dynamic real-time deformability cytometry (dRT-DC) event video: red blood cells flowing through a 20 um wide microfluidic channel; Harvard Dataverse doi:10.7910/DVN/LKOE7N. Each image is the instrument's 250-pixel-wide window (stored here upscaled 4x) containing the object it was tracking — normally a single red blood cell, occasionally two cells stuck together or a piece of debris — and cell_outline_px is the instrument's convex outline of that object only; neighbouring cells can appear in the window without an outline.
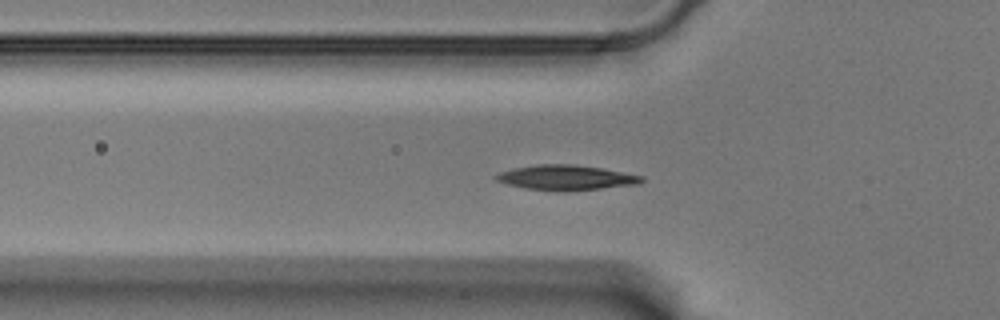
{"species": "Egyptian fruit bat (a non-hibernating species)", "species_latin": "Rousettus aegyptiacus", "temperature_condition": "warm", "stored_images_in_passage": 59, "camera_frame_rate_fps": 3000, "um_per_image_px": 0.085, "animal": {"sex": "male"}, "frame": {"image": 1, "passage_image": 20, "time_ms": 6.333, "image_size_px": [1000, 320], "cell_outline_px": [[644, 180], [640, 184], [564, 192], [556, 192], [524, 188], [508, 184], [496, 180], [492, 176], [500, 172], [512, 168], [536, 164], [572, 164], [600, 168], [644, 176]], "centroid_in_image_um": [48.09, 15.1], "position_along_channel_um": 77.7, "area_um2": 21.44}}
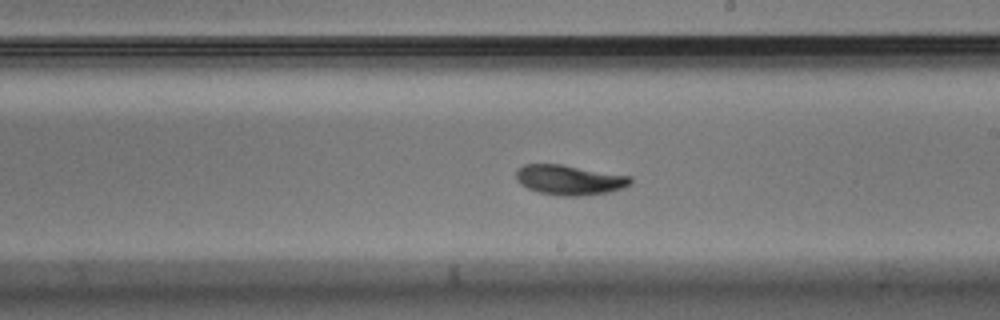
{"frame": {"image": 2, "passage_image": 34, "time_ms": 11.0, "image_size_px": [1000, 320], "cell_outline_px": [[632, 184], [608, 192], [580, 196], [560, 196], [540, 192], [528, 188], [520, 184], [516, 180], [516, 168], [524, 164], [564, 164], [632, 176]], "centroid_in_image_um": [48.4, 15.27], "position_along_channel_um": 240.6, "area_um2": 20.17}}
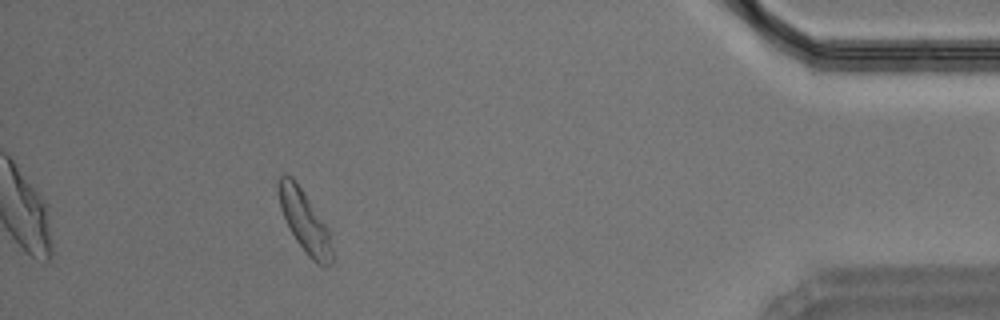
{"frame": {"image": 3, "passage_image": 53, "time_ms": 17.333, "image_size_px": [1000, 320], "cell_outline_px": [[332, 264], [328, 268], [324, 268], [316, 264], [308, 256], [296, 240], [280, 208], [276, 184], [276, 176], [284, 172], [292, 176], [328, 228], [332, 248]], "centroid_in_image_um": [25.87, 18.8], "position_along_channel_um": 409.3, "area_um2": 19.36}, "authors_computed_cell_mechanics": {"area_um2": 19.4208, "velocity_mm_per_s": 3.4711, "shape_relaxation_time_tau1_ms": 3.2835, "shape_relaxation_time_tau2_ms": 7.4502, "deformation_change_tau1": 0.128, "deformation_change_tau2": 0.0982}}